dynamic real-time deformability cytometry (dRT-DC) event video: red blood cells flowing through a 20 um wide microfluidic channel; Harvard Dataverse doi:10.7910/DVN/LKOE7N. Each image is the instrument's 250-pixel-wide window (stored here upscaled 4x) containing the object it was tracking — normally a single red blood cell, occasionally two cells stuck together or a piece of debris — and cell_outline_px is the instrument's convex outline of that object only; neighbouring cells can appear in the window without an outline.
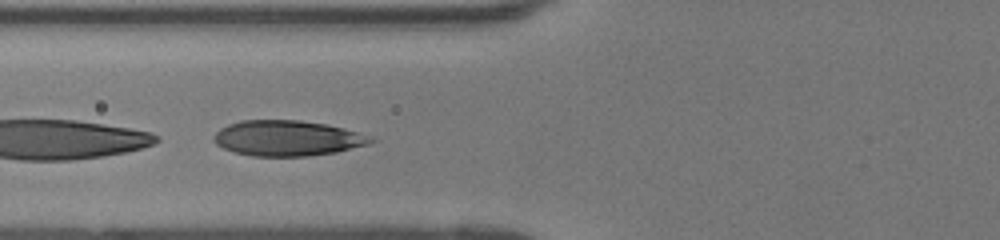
{"species": "human", "species_latin": "Homo sapiens", "temperature_condition": "room temperature", "stored_images_in_passage": 41, "camera_frame_rate_fps": 3000, "um_per_image_px": 0.085, "donor": {"sex": "female"}, "frame": {"image": 1, "passage_image": 13, "time_ms": 4.0, "image_size_px": [1000, 240], "cell_outline_px": [[376, 140], [368, 144], [336, 152], [308, 156], [252, 156], [236, 152], [224, 148], [216, 144], [212, 140], [216, 132], [220, 128], [228, 124], [240, 120], [300, 120], [328, 124], [372, 136]], "centroid_in_image_um": [24.42, 11.74], "position_along_channel_um": 101.4, "area_um2": 32.48}}
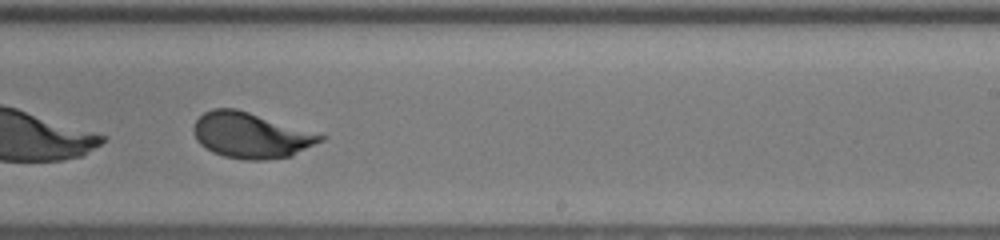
{"frame": {"image": 2, "passage_image": 25, "time_ms": 8.0, "image_size_px": [1000, 240], "cell_outline_px": [[328, 136], [324, 140], [292, 156], [264, 160], [244, 160], [224, 156], [212, 152], [200, 144], [196, 140], [192, 132], [192, 128], [196, 120], [204, 112], [212, 108], [236, 108]], "centroid_in_image_um": [21.32, 11.5], "position_along_channel_um": 267.7, "area_um2": 33.87}}
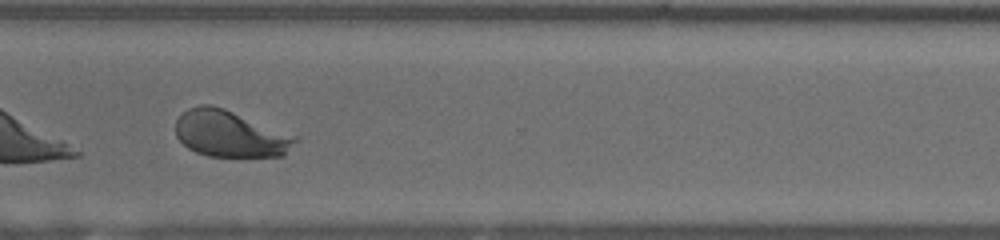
{"frame": {"image": 3, "passage_image": 31, "time_ms": 10.0, "image_size_px": [1000, 240], "cell_outline_px": [[300, 140], [284, 156], [208, 156], [196, 152], [188, 148], [176, 136], [176, 120], [188, 108], [200, 104], [212, 104], [224, 108], [300, 136]], "centroid_in_image_um": [19.62, 11.37], "position_along_channel_um": 351.0, "area_um2": 32.83}, "authors_computed_cell_mechanics": {"area_um2": 33.1772, "velocity_mm_per_s": 4.1606, "shape_relaxation_time_tau1_ms": 2.4521, "shape_relaxation_time_tau2_ms": null, "deformation_change_tau1": 0.1427, "deformation_change_tau2": null}}